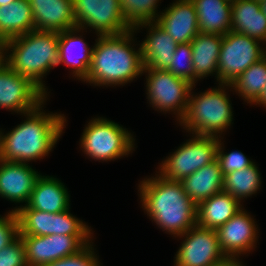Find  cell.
Returning <instances> with one entry per match:
<instances>
[{
    "label": "cell",
    "instance_id": "1",
    "mask_svg": "<svg viewBox=\"0 0 266 266\" xmlns=\"http://www.w3.org/2000/svg\"><path fill=\"white\" fill-rule=\"evenodd\" d=\"M142 205L160 228L180 236L197 225V205L180 181L157 178L142 181Z\"/></svg>",
    "mask_w": 266,
    "mask_h": 266
},
{
    "label": "cell",
    "instance_id": "2",
    "mask_svg": "<svg viewBox=\"0 0 266 266\" xmlns=\"http://www.w3.org/2000/svg\"><path fill=\"white\" fill-rule=\"evenodd\" d=\"M40 106L27 112L28 119L10 133L5 136L0 133L1 160L25 163L42 158L54 147L66 120L60 114L45 115Z\"/></svg>",
    "mask_w": 266,
    "mask_h": 266
},
{
    "label": "cell",
    "instance_id": "3",
    "mask_svg": "<svg viewBox=\"0 0 266 266\" xmlns=\"http://www.w3.org/2000/svg\"><path fill=\"white\" fill-rule=\"evenodd\" d=\"M132 31L98 38L92 48L91 65L84 81L95 85H117L130 82L143 73L141 46L138 51H133L129 45Z\"/></svg>",
    "mask_w": 266,
    "mask_h": 266
},
{
    "label": "cell",
    "instance_id": "4",
    "mask_svg": "<svg viewBox=\"0 0 266 266\" xmlns=\"http://www.w3.org/2000/svg\"><path fill=\"white\" fill-rule=\"evenodd\" d=\"M58 41L57 32L30 31L2 44L3 52L13 49L9 57L2 60L14 72L29 78L46 94L41 77L60 64Z\"/></svg>",
    "mask_w": 266,
    "mask_h": 266
},
{
    "label": "cell",
    "instance_id": "5",
    "mask_svg": "<svg viewBox=\"0 0 266 266\" xmlns=\"http://www.w3.org/2000/svg\"><path fill=\"white\" fill-rule=\"evenodd\" d=\"M190 95L187 111L180 122L190 132L200 136H216L230 126L232 108L223 89H212L195 97Z\"/></svg>",
    "mask_w": 266,
    "mask_h": 266
},
{
    "label": "cell",
    "instance_id": "6",
    "mask_svg": "<svg viewBox=\"0 0 266 266\" xmlns=\"http://www.w3.org/2000/svg\"><path fill=\"white\" fill-rule=\"evenodd\" d=\"M110 120L96 118L86 127L81 146L84 152L97 160H113L128 155L132 150L133 137Z\"/></svg>",
    "mask_w": 266,
    "mask_h": 266
},
{
    "label": "cell",
    "instance_id": "7",
    "mask_svg": "<svg viewBox=\"0 0 266 266\" xmlns=\"http://www.w3.org/2000/svg\"><path fill=\"white\" fill-rule=\"evenodd\" d=\"M266 55L257 40L229 31L223 35L218 60V81L220 86H229L253 63Z\"/></svg>",
    "mask_w": 266,
    "mask_h": 266
},
{
    "label": "cell",
    "instance_id": "8",
    "mask_svg": "<svg viewBox=\"0 0 266 266\" xmlns=\"http://www.w3.org/2000/svg\"><path fill=\"white\" fill-rule=\"evenodd\" d=\"M218 136H200L184 143L160 167L161 176L168 180L181 181L201 167L217 159Z\"/></svg>",
    "mask_w": 266,
    "mask_h": 266
},
{
    "label": "cell",
    "instance_id": "9",
    "mask_svg": "<svg viewBox=\"0 0 266 266\" xmlns=\"http://www.w3.org/2000/svg\"><path fill=\"white\" fill-rule=\"evenodd\" d=\"M19 236L90 235L82 221L69 214V209L52 214L31 208H17Z\"/></svg>",
    "mask_w": 266,
    "mask_h": 266
},
{
    "label": "cell",
    "instance_id": "10",
    "mask_svg": "<svg viewBox=\"0 0 266 266\" xmlns=\"http://www.w3.org/2000/svg\"><path fill=\"white\" fill-rule=\"evenodd\" d=\"M73 12L77 27L90 26L99 32L98 36L131 30L125 23L120 0H73Z\"/></svg>",
    "mask_w": 266,
    "mask_h": 266
},
{
    "label": "cell",
    "instance_id": "11",
    "mask_svg": "<svg viewBox=\"0 0 266 266\" xmlns=\"http://www.w3.org/2000/svg\"><path fill=\"white\" fill-rule=\"evenodd\" d=\"M144 71L148 72L147 94L150 103L161 111L177 110L179 120H182L193 85L165 69H143Z\"/></svg>",
    "mask_w": 266,
    "mask_h": 266
},
{
    "label": "cell",
    "instance_id": "12",
    "mask_svg": "<svg viewBox=\"0 0 266 266\" xmlns=\"http://www.w3.org/2000/svg\"><path fill=\"white\" fill-rule=\"evenodd\" d=\"M45 96L29 78L0 61V107L26 114L42 105Z\"/></svg>",
    "mask_w": 266,
    "mask_h": 266
},
{
    "label": "cell",
    "instance_id": "13",
    "mask_svg": "<svg viewBox=\"0 0 266 266\" xmlns=\"http://www.w3.org/2000/svg\"><path fill=\"white\" fill-rule=\"evenodd\" d=\"M185 235L176 255V266H212L226 257L220 249L216 230L195 225L181 236Z\"/></svg>",
    "mask_w": 266,
    "mask_h": 266
},
{
    "label": "cell",
    "instance_id": "14",
    "mask_svg": "<svg viewBox=\"0 0 266 266\" xmlns=\"http://www.w3.org/2000/svg\"><path fill=\"white\" fill-rule=\"evenodd\" d=\"M219 246L226 257L250 251L256 240L254 220L241 209L217 230ZM238 253V254H237Z\"/></svg>",
    "mask_w": 266,
    "mask_h": 266
},
{
    "label": "cell",
    "instance_id": "15",
    "mask_svg": "<svg viewBox=\"0 0 266 266\" xmlns=\"http://www.w3.org/2000/svg\"><path fill=\"white\" fill-rule=\"evenodd\" d=\"M155 22L177 44L190 43L200 32L197 12L191 0L176 1Z\"/></svg>",
    "mask_w": 266,
    "mask_h": 266
},
{
    "label": "cell",
    "instance_id": "16",
    "mask_svg": "<svg viewBox=\"0 0 266 266\" xmlns=\"http://www.w3.org/2000/svg\"><path fill=\"white\" fill-rule=\"evenodd\" d=\"M32 8L34 29L57 32L77 27L73 0H28Z\"/></svg>",
    "mask_w": 266,
    "mask_h": 266
},
{
    "label": "cell",
    "instance_id": "17",
    "mask_svg": "<svg viewBox=\"0 0 266 266\" xmlns=\"http://www.w3.org/2000/svg\"><path fill=\"white\" fill-rule=\"evenodd\" d=\"M0 196L13 202H28L40 177L28 164L0 159Z\"/></svg>",
    "mask_w": 266,
    "mask_h": 266
},
{
    "label": "cell",
    "instance_id": "18",
    "mask_svg": "<svg viewBox=\"0 0 266 266\" xmlns=\"http://www.w3.org/2000/svg\"><path fill=\"white\" fill-rule=\"evenodd\" d=\"M152 26L146 40L140 45L144 69H167L177 48V43L156 22L141 24Z\"/></svg>",
    "mask_w": 266,
    "mask_h": 266
},
{
    "label": "cell",
    "instance_id": "19",
    "mask_svg": "<svg viewBox=\"0 0 266 266\" xmlns=\"http://www.w3.org/2000/svg\"><path fill=\"white\" fill-rule=\"evenodd\" d=\"M23 208L60 213L69 209V195L64 185L56 178L40 175L27 205Z\"/></svg>",
    "mask_w": 266,
    "mask_h": 266
},
{
    "label": "cell",
    "instance_id": "20",
    "mask_svg": "<svg viewBox=\"0 0 266 266\" xmlns=\"http://www.w3.org/2000/svg\"><path fill=\"white\" fill-rule=\"evenodd\" d=\"M240 201L220 191L197 205V225L217 230L241 210Z\"/></svg>",
    "mask_w": 266,
    "mask_h": 266
},
{
    "label": "cell",
    "instance_id": "21",
    "mask_svg": "<svg viewBox=\"0 0 266 266\" xmlns=\"http://www.w3.org/2000/svg\"><path fill=\"white\" fill-rule=\"evenodd\" d=\"M231 31L245 34L257 41H266V16L260 3L236 0L231 3Z\"/></svg>",
    "mask_w": 266,
    "mask_h": 266
},
{
    "label": "cell",
    "instance_id": "22",
    "mask_svg": "<svg viewBox=\"0 0 266 266\" xmlns=\"http://www.w3.org/2000/svg\"><path fill=\"white\" fill-rule=\"evenodd\" d=\"M223 174L216 159L180 182L189 198L198 205L223 190Z\"/></svg>",
    "mask_w": 266,
    "mask_h": 266
},
{
    "label": "cell",
    "instance_id": "23",
    "mask_svg": "<svg viewBox=\"0 0 266 266\" xmlns=\"http://www.w3.org/2000/svg\"><path fill=\"white\" fill-rule=\"evenodd\" d=\"M201 33L225 35L231 31V3L226 0H191Z\"/></svg>",
    "mask_w": 266,
    "mask_h": 266
},
{
    "label": "cell",
    "instance_id": "24",
    "mask_svg": "<svg viewBox=\"0 0 266 266\" xmlns=\"http://www.w3.org/2000/svg\"><path fill=\"white\" fill-rule=\"evenodd\" d=\"M223 35L209 34L199 32L190 42L192 47V59L195 79L217 73L218 78V60Z\"/></svg>",
    "mask_w": 266,
    "mask_h": 266
},
{
    "label": "cell",
    "instance_id": "25",
    "mask_svg": "<svg viewBox=\"0 0 266 266\" xmlns=\"http://www.w3.org/2000/svg\"><path fill=\"white\" fill-rule=\"evenodd\" d=\"M34 29L32 8L28 0L0 6V44Z\"/></svg>",
    "mask_w": 266,
    "mask_h": 266
},
{
    "label": "cell",
    "instance_id": "26",
    "mask_svg": "<svg viewBox=\"0 0 266 266\" xmlns=\"http://www.w3.org/2000/svg\"><path fill=\"white\" fill-rule=\"evenodd\" d=\"M80 31L79 27L68 29L58 33L59 36V54H60V63H65L74 69V76L79 79L85 80L88 76L89 67L91 65L92 58V49H88L86 43L80 37L73 36L74 31ZM79 45V46H77ZM79 47L80 56L73 57L72 48ZM78 49V48H77Z\"/></svg>",
    "mask_w": 266,
    "mask_h": 266
},
{
    "label": "cell",
    "instance_id": "27",
    "mask_svg": "<svg viewBox=\"0 0 266 266\" xmlns=\"http://www.w3.org/2000/svg\"><path fill=\"white\" fill-rule=\"evenodd\" d=\"M266 84V55L253 63L229 86L242 95L250 103H255L261 96Z\"/></svg>",
    "mask_w": 266,
    "mask_h": 266
},
{
    "label": "cell",
    "instance_id": "28",
    "mask_svg": "<svg viewBox=\"0 0 266 266\" xmlns=\"http://www.w3.org/2000/svg\"><path fill=\"white\" fill-rule=\"evenodd\" d=\"M260 174L254 163L242 169L224 175L223 191L228 192L239 201L250 196L259 189Z\"/></svg>",
    "mask_w": 266,
    "mask_h": 266
},
{
    "label": "cell",
    "instance_id": "29",
    "mask_svg": "<svg viewBox=\"0 0 266 266\" xmlns=\"http://www.w3.org/2000/svg\"><path fill=\"white\" fill-rule=\"evenodd\" d=\"M159 0H120V6L125 23L131 30L141 24L155 22L156 4ZM156 14V15H155ZM137 26V27H136Z\"/></svg>",
    "mask_w": 266,
    "mask_h": 266
},
{
    "label": "cell",
    "instance_id": "30",
    "mask_svg": "<svg viewBox=\"0 0 266 266\" xmlns=\"http://www.w3.org/2000/svg\"><path fill=\"white\" fill-rule=\"evenodd\" d=\"M20 237L25 245L28 266H44L52 262L51 235Z\"/></svg>",
    "mask_w": 266,
    "mask_h": 266
},
{
    "label": "cell",
    "instance_id": "31",
    "mask_svg": "<svg viewBox=\"0 0 266 266\" xmlns=\"http://www.w3.org/2000/svg\"><path fill=\"white\" fill-rule=\"evenodd\" d=\"M89 235H51L52 262L77 254L89 243ZM87 241V242H86Z\"/></svg>",
    "mask_w": 266,
    "mask_h": 266
},
{
    "label": "cell",
    "instance_id": "32",
    "mask_svg": "<svg viewBox=\"0 0 266 266\" xmlns=\"http://www.w3.org/2000/svg\"><path fill=\"white\" fill-rule=\"evenodd\" d=\"M166 70L177 77L187 80L194 86V69L191 43L177 45L172 57V62Z\"/></svg>",
    "mask_w": 266,
    "mask_h": 266
},
{
    "label": "cell",
    "instance_id": "33",
    "mask_svg": "<svg viewBox=\"0 0 266 266\" xmlns=\"http://www.w3.org/2000/svg\"><path fill=\"white\" fill-rule=\"evenodd\" d=\"M0 266H28L25 245L20 236L0 251Z\"/></svg>",
    "mask_w": 266,
    "mask_h": 266
},
{
    "label": "cell",
    "instance_id": "34",
    "mask_svg": "<svg viewBox=\"0 0 266 266\" xmlns=\"http://www.w3.org/2000/svg\"><path fill=\"white\" fill-rule=\"evenodd\" d=\"M221 149V144L219 142L217 148V160L220 164L223 176L233 171L242 170L253 163L247 159L242 152L234 151L229 154H224Z\"/></svg>",
    "mask_w": 266,
    "mask_h": 266
},
{
    "label": "cell",
    "instance_id": "35",
    "mask_svg": "<svg viewBox=\"0 0 266 266\" xmlns=\"http://www.w3.org/2000/svg\"><path fill=\"white\" fill-rule=\"evenodd\" d=\"M44 266H99V264L92 247L88 244L77 254L61 258Z\"/></svg>",
    "mask_w": 266,
    "mask_h": 266
},
{
    "label": "cell",
    "instance_id": "36",
    "mask_svg": "<svg viewBox=\"0 0 266 266\" xmlns=\"http://www.w3.org/2000/svg\"><path fill=\"white\" fill-rule=\"evenodd\" d=\"M9 213L6 218H0V251L19 236V223L16 211L12 210Z\"/></svg>",
    "mask_w": 266,
    "mask_h": 266
},
{
    "label": "cell",
    "instance_id": "37",
    "mask_svg": "<svg viewBox=\"0 0 266 266\" xmlns=\"http://www.w3.org/2000/svg\"><path fill=\"white\" fill-rule=\"evenodd\" d=\"M212 266H242L240 262L236 261L235 257H225L222 261L213 264Z\"/></svg>",
    "mask_w": 266,
    "mask_h": 266
},
{
    "label": "cell",
    "instance_id": "38",
    "mask_svg": "<svg viewBox=\"0 0 266 266\" xmlns=\"http://www.w3.org/2000/svg\"><path fill=\"white\" fill-rule=\"evenodd\" d=\"M255 103H261L262 105L266 106V84L262 90L260 98Z\"/></svg>",
    "mask_w": 266,
    "mask_h": 266
},
{
    "label": "cell",
    "instance_id": "39",
    "mask_svg": "<svg viewBox=\"0 0 266 266\" xmlns=\"http://www.w3.org/2000/svg\"><path fill=\"white\" fill-rule=\"evenodd\" d=\"M260 3V8H261V11L264 13V15L266 16V0H263Z\"/></svg>",
    "mask_w": 266,
    "mask_h": 266
},
{
    "label": "cell",
    "instance_id": "40",
    "mask_svg": "<svg viewBox=\"0 0 266 266\" xmlns=\"http://www.w3.org/2000/svg\"><path fill=\"white\" fill-rule=\"evenodd\" d=\"M17 0H0V6L9 5L10 3L16 2Z\"/></svg>",
    "mask_w": 266,
    "mask_h": 266
},
{
    "label": "cell",
    "instance_id": "41",
    "mask_svg": "<svg viewBox=\"0 0 266 266\" xmlns=\"http://www.w3.org/2000/svg\"><path fill=\"white\" fill-rule=\"evenodd\" d=\"M3 58H6V57H4V55H3L2 45L0 44V61H1Z\"/></svg>",
    "mask_w": 266,
    "mask_h": 266
},
{
    "label": "cell",
    "instance_id": "42",
    "mask_svg": "<svg viewBox=\"0 0 266 266\" xmlns=\"http://www.w3.org/2000/svg\"><path fill=\"white\" fill-rule=\"evenodd\" d=\"M226 1H228V2L232 3L233 1H236V0H226Z\"/></svg>",
    "mask_w": 266,
    "mask_h": 266
}]
</instances>
